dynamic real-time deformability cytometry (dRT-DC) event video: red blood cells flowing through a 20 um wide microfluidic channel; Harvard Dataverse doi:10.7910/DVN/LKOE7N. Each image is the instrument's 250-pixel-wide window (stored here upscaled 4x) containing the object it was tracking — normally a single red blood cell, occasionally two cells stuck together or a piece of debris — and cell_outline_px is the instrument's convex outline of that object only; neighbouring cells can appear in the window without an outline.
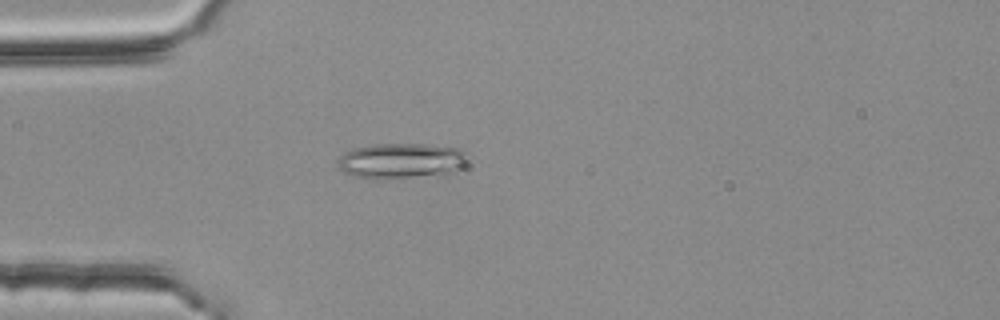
{"species": "common noctule bat (a hibernating species)", "species_latin": "Nyctalus noctula", "temperature_condition": "room temperature", "stored_images_in_passage": 4, "camera_frame_rate_fps": 3000, "um_per_image_px": 0.085, "animal": {"sex": "female", "body_mass_g": 25.1}, "frame": {"image": 1, "passage_image": 4, "time_ms": 1.0, "image_size_px": [1000, 320], "cell_outline_px": [[468, 160], [456, 172], [448, 176], [380, 180], [352, 176], [344, 172], [340, 168], [336, 160], [344, 152], [352, 148], [372, 144], [424, 144], [460, 148], [468, 156]], "centroid_in_image_um": [34.14, 13.7], "position_along_channel_um": 50.9, "area_um2": 27.98}}